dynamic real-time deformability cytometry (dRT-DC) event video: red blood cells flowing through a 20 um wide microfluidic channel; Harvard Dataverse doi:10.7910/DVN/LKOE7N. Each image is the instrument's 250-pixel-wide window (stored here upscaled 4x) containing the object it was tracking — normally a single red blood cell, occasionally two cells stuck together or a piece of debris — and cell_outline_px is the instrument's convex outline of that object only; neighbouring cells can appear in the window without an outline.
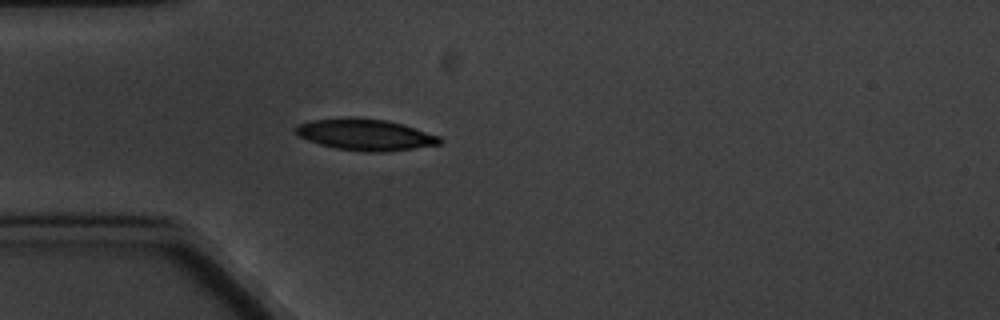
{"species": "common noctule bat (a hibernating species)", "species_latin": "Nyctalus noctula", "temperature_condition": "cold", "stored_images_in_passage": 4, "camera_frame_rate_fps": 3000, "um_per_image_px": 0.085, "animal": {"sex": "male", "body_mass_g": 20.1, "forearm_length_mm": 53.5}, "frame": {"image": 1, "passage_image": 4, "time_ms": 4.667, "image_size_px": [1000, 320], "cell_outline_px": [[444, 140], [440, 144], [384, 152], [368, 152], [336, 148], [320, 144], [308, 140], [300, 136], [296, 132], [296, 128], [300, 124], [312, 120], [348, 116], [360, 116], [384, 120], [404, 124], [440, 136]], "centroid_in_image_um": [31.09, 11.42], "position_along_channel_um": 53.9, "area_um2": 26.41}}